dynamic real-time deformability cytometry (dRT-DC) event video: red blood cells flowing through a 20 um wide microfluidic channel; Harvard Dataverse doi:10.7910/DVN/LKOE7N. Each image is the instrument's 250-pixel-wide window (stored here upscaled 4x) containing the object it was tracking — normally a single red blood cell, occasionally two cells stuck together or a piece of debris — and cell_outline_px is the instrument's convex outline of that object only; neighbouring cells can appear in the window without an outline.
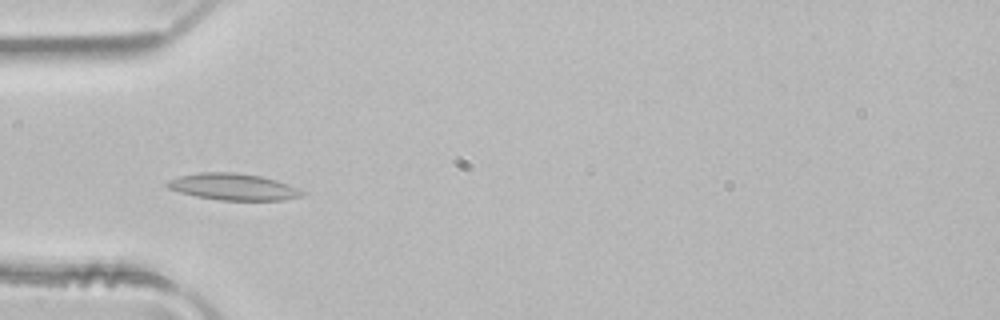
{"species": "common noctule bat (a hibernating species)", "species_latin": "Nyctalus noctula", "temperature_condition": "room temperature", "stored_images_in_passage": 5, "camera_frame_rate_fps": 3000, "um_per_image_px": 0.085, "animal": {"sex": "male", "body_mass_g": 21.5, "forearm_length_mm": 52.0}, "frame": {"image": 1, "passage_image": 5, "time_ms": 1.333, "image_size_px": [1000, 320], "cell_outline_px": [[308, 192], [304, 196], [284, 200], [220, 200], [196, 196], [180, 192], [168, 188], [164, 184], [168, 180], [180, 176], [200, 172], [236, 172], [260, 176], [276, 180], [288, 184]], "centroid_in_image_um": [19.86, 15.88], "position_along_channel_um": 65.1, "area_um2": 21.04}}